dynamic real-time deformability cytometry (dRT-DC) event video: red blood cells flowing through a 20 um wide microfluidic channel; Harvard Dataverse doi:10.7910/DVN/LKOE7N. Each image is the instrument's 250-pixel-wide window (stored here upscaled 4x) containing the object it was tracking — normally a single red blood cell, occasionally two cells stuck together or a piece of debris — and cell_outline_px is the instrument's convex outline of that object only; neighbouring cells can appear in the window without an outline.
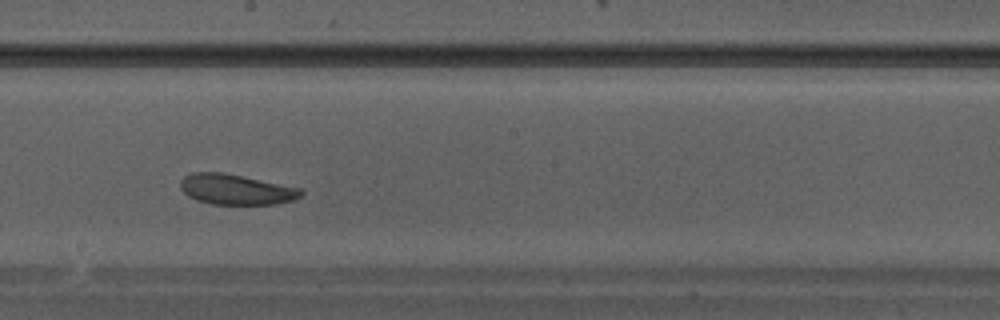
{"species": "Egyptian fruit bat (a non-hibernating species)", "species_latin": "Rousettus aegyptiacus", "temperature_condition": "warm", "stored_images_in_passage": 29, "camera_frame_rate_fps": 3000, "um_per_image_px": 0.085, "animal": {"sex": "male"}, "frame": {"image": 1, "passage_image": 13, "time_ms": 4.0, "image_size_px": [1000, 320], "cell_outline_px": [[304, 192], [300, 196], [292, 200], [276, 204], [212, 204], [196, 200], [188, 196], [180, 188], [180, 180], [184, 176], [192, 172], [224, 172], [300, 188]], "centroid_in_image_um": [20.02, 16.09], "position_along_channel_um": 228.2, "area_um2": 21.33}}